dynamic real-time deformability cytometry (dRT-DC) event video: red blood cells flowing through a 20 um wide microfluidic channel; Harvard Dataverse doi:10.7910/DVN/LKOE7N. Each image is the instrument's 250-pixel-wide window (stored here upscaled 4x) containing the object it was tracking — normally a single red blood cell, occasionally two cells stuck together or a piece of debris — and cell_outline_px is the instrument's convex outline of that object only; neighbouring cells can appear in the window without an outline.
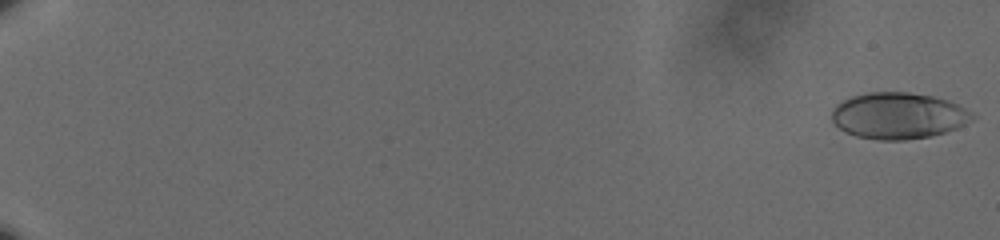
{"species": "human", "species_latin": "Homo sapiens", "temperature_condition": "cold", "stored_images_in_passage": 60, "camera_frame_rate_fps": 3000, "um_per_image_px": 0.085, "donor": {"sex": "male"}, "frame": {"image": 1, "passage_image": 1, "time_ms": 0.0, "image_size_px": [1000, 240], "cell_outline_px": [[976, 116], [972, 120], [956, 128], [932, 136], [904, 140], [876, 140], [856, 136], [844, 132], [832, 120], [832, 108], [836, 104], [852, 96], [868, 92], [908, 92], [932, 96], [948, 100], [964, 108]], "centroid_in_image_um": [76.33, 9.84], "position_along_channel_um": 8.7, "area_um2": 37.92}}
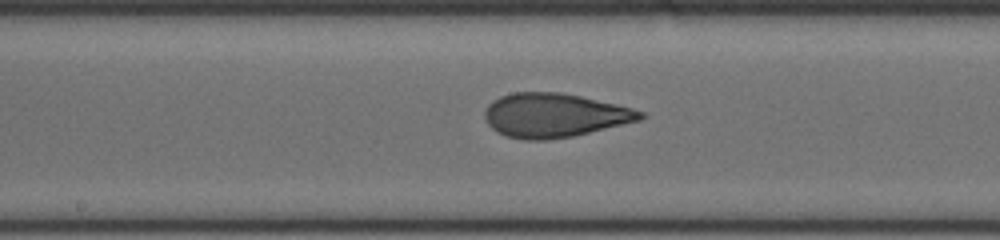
{"frame": {"image": 2, "passage_image": 36, "time_ms": 11.667, "image_size_px": [1000, 240], "cell_outline_px": [[644, 116], [640, 120], [572, 136], [544, 140], [524, 140], [504, 136], [496, 132], [488, 124], [484, 116], [484, 112], [488, 104], [492, 100], [500, 96], [512, 92], [560, 92], [580, 96], [616, 104], [632, 108], [644, 112]], "centroid_in_image_um": [47.07, 9.8], "position_along_channel_um": 201.1, "area_um2": 39.82}}
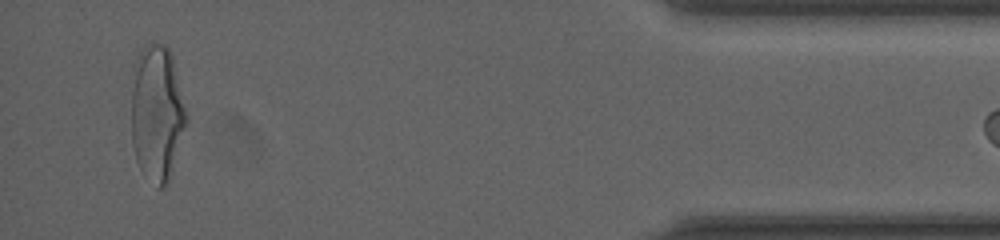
{"frame": {"image": 3, "passage_image": 59, "time_ms": 19.333, "image_size_px": [1000, 240], "cell_outline_px": [[188, 120], [172, 172], [164, 188], [156, 188], [140, 168], [136, 160], [132, 144], [132, 92], [136, 56], [152, 40], [164, 44], [168, 48], [172, 56]], "centroid_in_image_um": [13.34, 9.63], "position_along_channel_um": 421.9, "area_um2": 43.52}}